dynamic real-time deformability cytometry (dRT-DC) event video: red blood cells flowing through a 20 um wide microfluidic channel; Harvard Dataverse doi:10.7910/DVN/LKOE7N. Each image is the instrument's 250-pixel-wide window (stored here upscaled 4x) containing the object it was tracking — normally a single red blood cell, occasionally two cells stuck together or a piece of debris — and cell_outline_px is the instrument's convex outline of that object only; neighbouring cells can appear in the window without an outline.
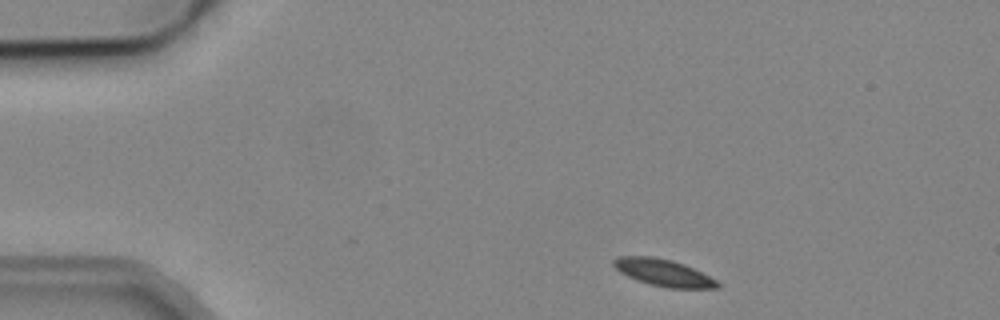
{"species": "common noctule bat (a hibernating species)", "species_latin": "Nyctalus noctula", "temperature_condition": "cold", "stored_images_in_passage": 2, "camera_frame_rate_fps": 3000, "um_per_image_px": 0.085, "animal": {"sex": "male", "body_mass_g": 19.2, "forearm_length_mm": 51.8}, "frame": {"image": 1, "passage_image": 1, "time_ms": 0.0, "image_size_px": [1000, 320], "cell_outline_px": [[720, 288], [668, 288], [636, 280], [620, 272], [612, 264], [612, 260], [620, 256], [652, 256], [672, 260], [684, 264], [716, 280], [720, 284]], "centroid_in_image_um": [56.37, 23.17], "position_along_channel_um": 28.6, "area_um2": 16.13}}